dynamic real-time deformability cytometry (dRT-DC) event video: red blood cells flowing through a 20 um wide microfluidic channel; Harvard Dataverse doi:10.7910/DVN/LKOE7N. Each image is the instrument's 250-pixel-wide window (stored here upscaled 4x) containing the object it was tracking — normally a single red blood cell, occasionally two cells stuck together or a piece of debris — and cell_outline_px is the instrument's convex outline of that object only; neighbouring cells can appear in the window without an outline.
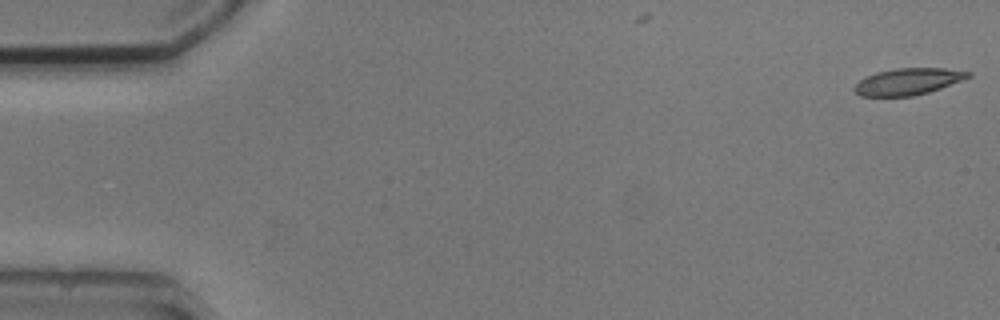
{"species": "common noctule bat (a hibernating species)", "species_latin": "Nyctalus noctula", "temperature_condition": "cold", "stored_images_in_passage": 3, "segment_of_instrument_passage": [2, 2], "camera_frame_rate_fps": 3000, "um_per_image_px": 0.085, "animal": {"sex": "male", "body_mass_g": 20.5, "forearm_length_mm": 52.5}, "frame": {"image": 1, "passage_image": 3, "time_ms": 4.0, "image_size_px": [1000, 320], "cell_outline_px": [[972, 76], [940, 88], [928, 92], [912, 96], [860, 96], [852, 88], [864, 76], [876, 72], [896, 68], [944, 68], [972, 72]], "centroid_in_image_um": [77.16, 6.92], "position_along_channel_um": 7.8, "area_um2": 17.63}}